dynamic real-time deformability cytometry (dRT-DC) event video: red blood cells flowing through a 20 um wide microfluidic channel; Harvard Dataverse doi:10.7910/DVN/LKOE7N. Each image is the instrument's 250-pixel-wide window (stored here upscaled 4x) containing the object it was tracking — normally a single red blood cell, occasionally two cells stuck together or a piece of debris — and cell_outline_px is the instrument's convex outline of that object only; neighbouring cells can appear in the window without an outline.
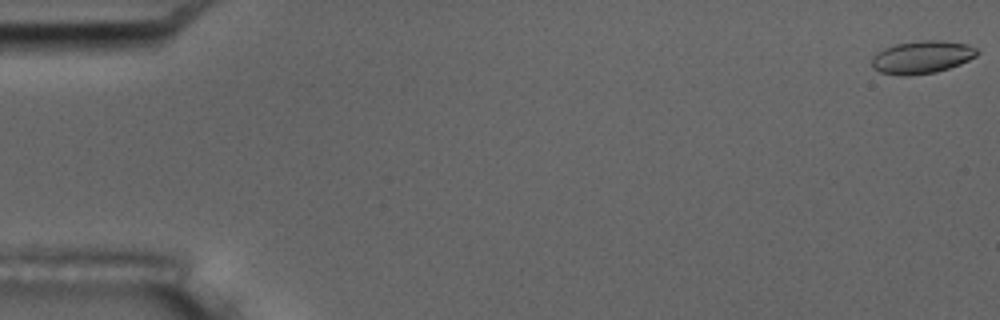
{"species": "common noctule bat (a hibernating species)", "species_latin": "Nyctalus noctula", "temperature_condition": "room temperature", "stored_images_in_passage": 6, "camera_frame_rate_fps": 3000, "um_per_image_px": 0.085, "animal": {"sex": "male", "body_mass_g": 17.5, "forearm_length_mm": 52.3}, "frame": {"image": 1, "passage_image": 1, "time_ms": 0.0, "image_size_px": [1000, 320], "cell_outline_px": [[980, 52], [976, 56], [960, 64], [936, 72], [908, 76], [904, 76], [880, 72], [872, 68], [872, 56], [884, 48], [896, 44], [920, 40], [940, 40], [968, 44], [976, 48]], "centroid_in_image_um": [78.36, 4.85], "position_along_channel_um": 6.6, "area_um2": 20.17}}